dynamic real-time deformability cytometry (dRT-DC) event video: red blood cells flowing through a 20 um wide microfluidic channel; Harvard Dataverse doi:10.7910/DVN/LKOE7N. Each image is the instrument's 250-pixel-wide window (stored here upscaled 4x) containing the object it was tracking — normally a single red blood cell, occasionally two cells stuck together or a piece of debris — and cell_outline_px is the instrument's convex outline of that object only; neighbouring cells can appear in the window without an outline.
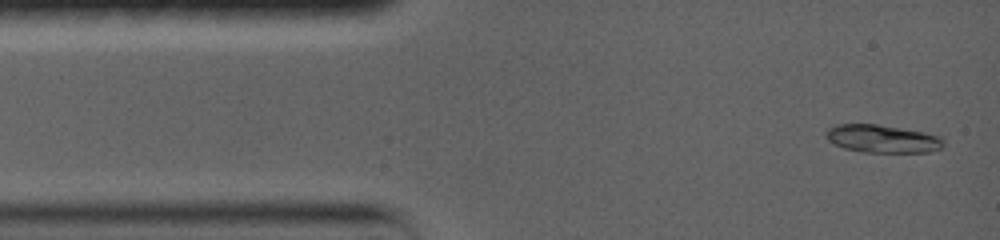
{"species": "common noctule bat (a hibernating species)", "species_latin": "Nyctalus noctula", "temperature_condition": "warm", "stored_images_in_passage": 5, "camera_frame_rate_fps": 5000, "um_per_image_px": 0.085, "animal": {"sex": "female", "body_mass_g": 19.0, "forearm_length_mm": 56.7}, "frame": {"image": 1, "passage_image": 1, "time_ms": 0.0, "image_size_px": [1000, 240], "cell_outline_px": [[944, 148], [928, 152], [864, 152], [844, 148], [828, 140], [824, 136], [824, 132], [828, 128], [836, 124], [876, 124], [924, 132], [940, 136], [944, 140]], "centroid_in_image_um": [75.0, 11.79], "position_along_channel_um": 10.0, "area_um2": 19.19}}
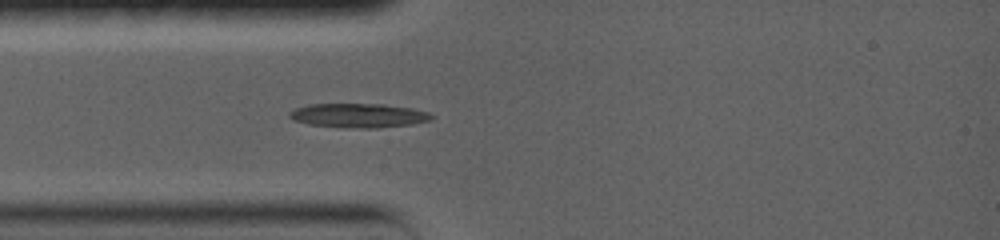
{"frame": {"image": 2, "passage_image": 4, "time_ms": 3.0, "image_size_px": [1000, 240], "cell_outline_px": [[432, 120], [412, 124], [380, 128], [344, 128], [308, 124], [292, 120], [288, 116], [288, 112], [296, 108], [308, 104], [384, 104], [412, 108], [428, 112], [432, 116]], "centroid_in_image_um": [30.45, 9.82], "position_along_channel_um": 54.6, "area_um2": 20.23}}
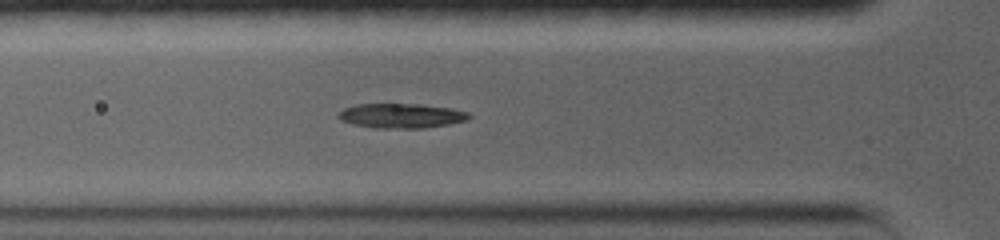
{"frame": {"image": 3, "passage_image": 5, "time_ms": 4.0, "image_size_px": [1000, 240], "cell_outline_px": [[472, 116], [468, 120], [448, 124], [424, 128], [376, 128], [352, 124], [340, 120], [336, 116], [344, 108], [356, 104], [420, 104], [452, 108], [468, 112]], "centroid_in_image_um": [34.11, 9.84], "position_along_channel_um": 91.7, "area_um2": 18.84}}